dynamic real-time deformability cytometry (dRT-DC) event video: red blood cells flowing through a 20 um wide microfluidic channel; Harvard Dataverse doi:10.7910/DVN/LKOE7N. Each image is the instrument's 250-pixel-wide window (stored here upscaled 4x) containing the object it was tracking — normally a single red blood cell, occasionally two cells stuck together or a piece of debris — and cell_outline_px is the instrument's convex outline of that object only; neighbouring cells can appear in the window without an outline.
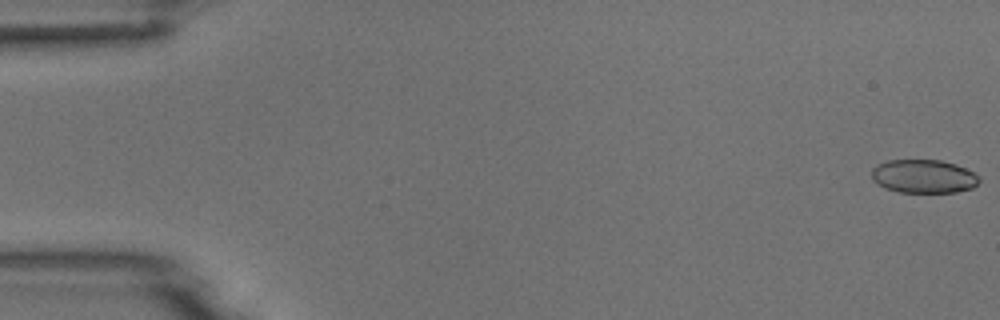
{"species": "common noctule bat (a hibernating species)", "species_latin": "Nyctalus noctula", "temperature_condition": "room temperature", "stored_images_in_passage": 4, "camera_frame_rate_fps": 3000, "um_per_image_px": 0.085, "animal": {"sex": "male", "body_mass_g": 18.8}, "frame": {"image": 1, "passage_image": 1, "time_ms": 0.0, "image_size_px": [1000, 320], "cell_outline_px": [[980, 180], [972, 188], [956, 192], [900, 192], [884, 188], [876, 184], [872, 180], [872, 168], [876, 164], [888, 160], [940, 160], [956, 164], [980, 176]], "centroid_in_image_um": [78.47, 14.99], "position_along_channel_um": 6.5, "area_um2": 21.1}}
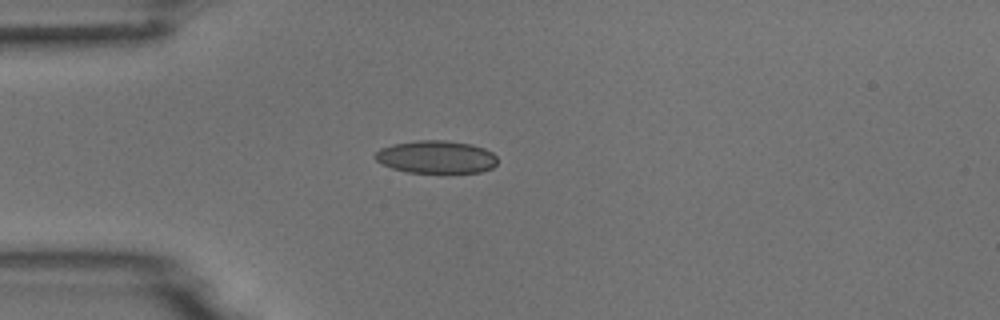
{"frame": {"image": 2, "passage_image": 4, "time_ms": 4.667, "image_size_px": [1000, 320], "cell_outline_px": [[496, 164], [492, 168], [480, 172], [408, 172], [392, 168], [376, 160], [372, 156], [380, 148], [392, 144], [416, 140], [444, 140], [472, 144], [484, 148], [492, 152], [496, 156]], "centroid_in_image_um": [37.06, 13.33], "position_along_channel_um": 47.9, "area_um2": 23.29}}